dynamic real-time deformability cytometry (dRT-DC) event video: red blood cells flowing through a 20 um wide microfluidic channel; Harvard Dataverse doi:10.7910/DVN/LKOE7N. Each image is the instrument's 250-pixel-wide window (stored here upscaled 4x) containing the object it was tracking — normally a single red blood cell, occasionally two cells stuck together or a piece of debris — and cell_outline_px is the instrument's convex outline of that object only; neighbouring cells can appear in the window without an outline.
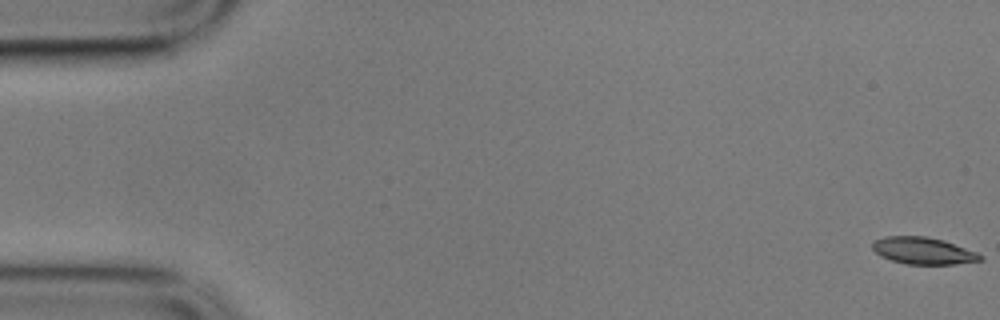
{"species": "common noctule bat (a hibernating species)", "species_latin": "Nyctalus noctula", "temperature_condition": "cold", "stored_images_in_passage": 58, "camera_frame_rate_fps": 3000, "um_per_image_px": 0.085, "animal": {"sex": "male", "body_mass_g": 17.9}, "frame": {"image": 1, "passage_image": 1, "time_ms": 0.0, "image_size_px": [1000, 320], "cell_outline_px": [[984, 260], [956, 264], [904, 264], [880, 256], [872, 248], [872, 240], [884, 236], [924, 236], [944, 240], [976, 252], [984, 256]], "centroid_in_image_um": [78.46, 21.31], "position_along_channel_um": 6.5, "area_um2": 17.05}}
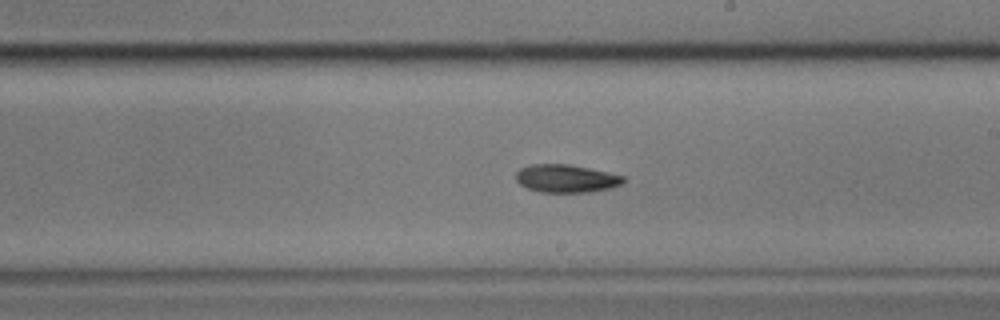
{"frame": {"image": 2, "passage_image": 33, "time_ms": 10.667, "image_size_px": [1000, 320], "cell_outline_px": [[624, 180], [620, 184], [612, 188], [588, 192], [540, 192], [528, 188], [520, 184], [516, 180], [516, 172], [520, 168], [528, 164], [568, 164], [588, 168], [624, 176]], "centroid_in_image_um": [48.08, 15.17], "position_along_channel_um": 240.9, "area_um2": 17.4}}
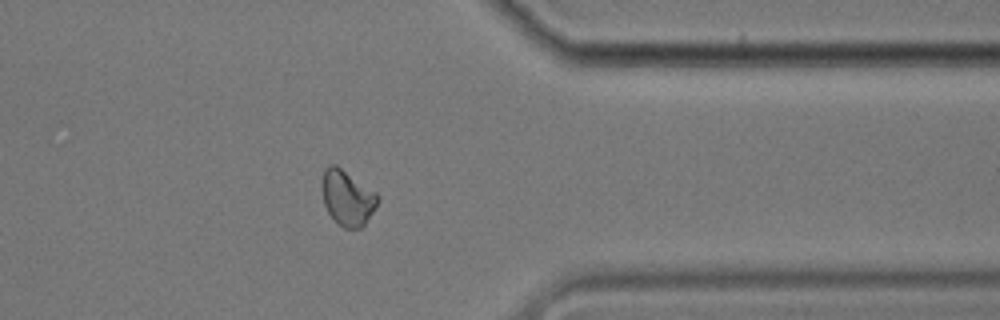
{"frame": {"image": 3, "passage_image": 46, "time_ms": 15.0, "image_size_px": [1000, 320], "cell_outline_px": [[380, 200], [364, 224], [360, 228], [344, 228], [328, 212], [324, 204], [320, 188], [320, 180], [324, 168], [328, 164], [336, 164], [376, 192], [380, 196]], "centroid_in_image_um": [29.49, 16.76], "position_along_channel_um": 381.9, "area_um2": 18.15}, "authors_computed_cell_mechanics": {"area_um2": 17.5712, "velocity_mm_per_s": 3.508, "shape_relaxation_time_tau1_ms": 7.6765, "shape_relaxation_time_tau2_ms": 6.8589, "deformation_change_tau1": 0.1709, "deformation_change_tau2": 0.1304}}